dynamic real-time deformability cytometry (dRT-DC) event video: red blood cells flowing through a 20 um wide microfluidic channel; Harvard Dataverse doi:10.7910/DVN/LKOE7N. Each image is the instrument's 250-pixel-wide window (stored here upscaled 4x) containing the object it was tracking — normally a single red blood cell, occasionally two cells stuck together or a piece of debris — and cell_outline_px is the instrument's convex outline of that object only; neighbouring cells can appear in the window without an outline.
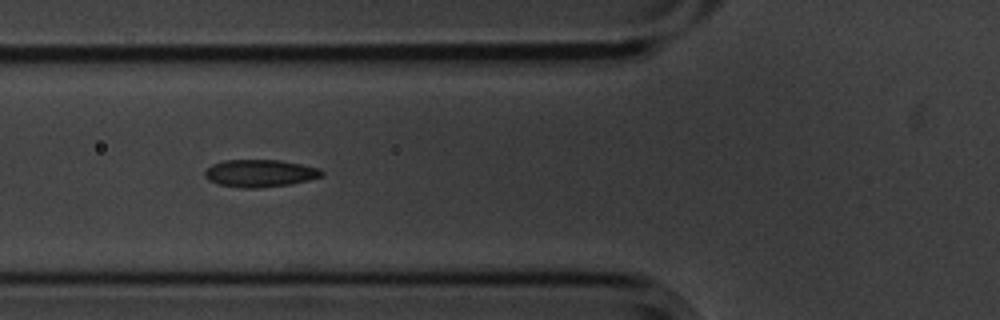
{"species": "common noctule bat (a hibernating species)", "species_latin": "Nyctalus noctula", "temperature_condition": "cold", "stored_images_in_passage": 27, "camera_frame_rate_fps": 3000, "um_per_image_px": 0.085, "animal": {"sex": "male", "body_mass_g": 20.1, "forearm_length_mm": 53.5}, "frame": {"image": 1, "passage_image": 7, "time_ms": 2.0, "image_size_px": [1000, 320], "cell_outline_px": [[324, 172], [320, 176], [308, 180], [288, 184], [256, 188], [240, 188], [220, 184], [208, 180], [204, 176], [204, 172], [212, 164], [224, 160], [280, 160], [320, 168]], "centroid_in_image_um": [22.07, 14.72], "position_along_channel_um": 103.7, "area_um2": 18.5}}
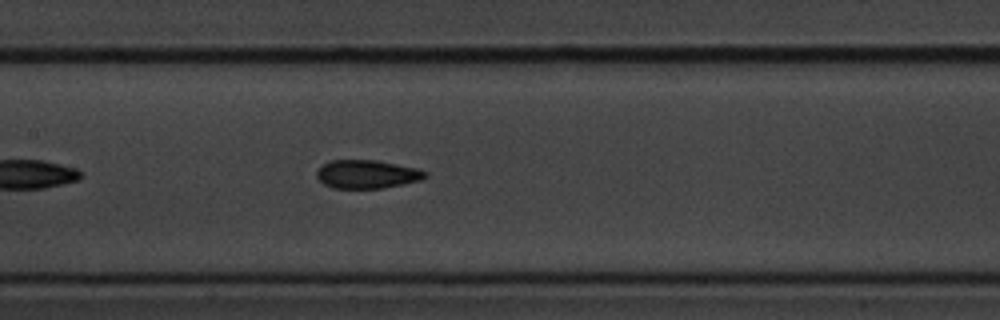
{"frame": {"image": 2, "passage_image": 13, "time_ms": 4.0, "image_size_px": [1000, 320], "cell_outline_px": [[428, 176], [424, 180], [384, 188], [332, 188], [324, 184], [316, 176], [316, 172], [328, 160], [376, 160], [416, 168], [428, 172]], "centroid_in_image_um": [31.23, 14.81], "position_along_channel_um": 176.2, "area_um2": 18.09}}
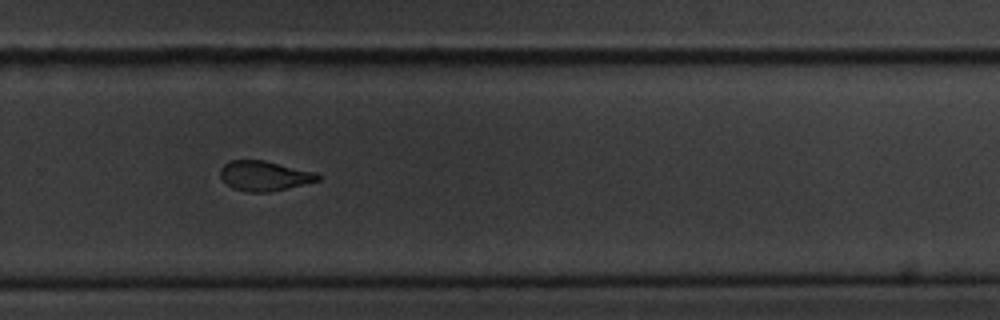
{"frame": {"image": 3, "passage_image": 24, "time_ms": 7.667, "image_size_px": [1000, 320], "cell_outline_px": [[320, 180], [288, 188], [268, 192], [244, 192], [232, 188], [220, 176], [220, 168], [224, 164], [232, 160], [264, 160], [316, 172], [320, 176]], "centroid_in_image_um": [22.47, 14.95], "position_along_channel_um": 307.3, "area_um2": 16.99}}